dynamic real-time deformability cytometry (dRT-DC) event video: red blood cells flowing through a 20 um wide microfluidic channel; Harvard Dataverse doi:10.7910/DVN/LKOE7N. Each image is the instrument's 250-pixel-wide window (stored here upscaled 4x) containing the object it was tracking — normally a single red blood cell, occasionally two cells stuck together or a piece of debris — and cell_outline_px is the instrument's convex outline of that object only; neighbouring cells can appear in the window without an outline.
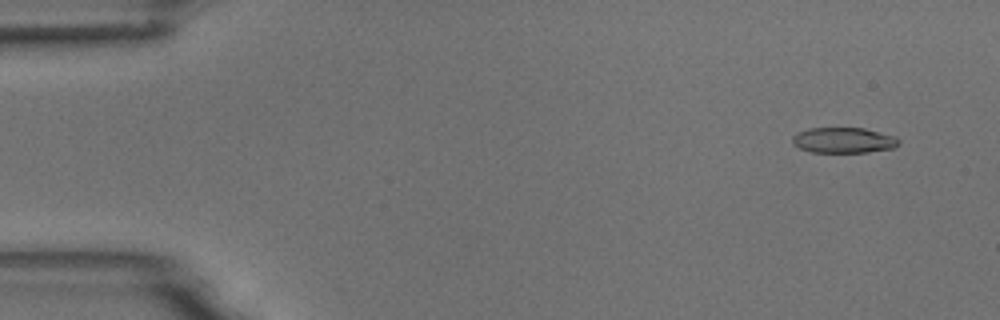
{"species": "common noctule bat (a hibernating species)", "species_latin": "Nyctalus noctula", "temperature_condition": "room temperature", "stored_images_in_passage": 12, "camera_frame_rate_fps": 3000, "um_per_image_px": 0.085, "animal": {"sex": "male", "body_mass_g": 18.8}, "frame": {"image": 1, "passage_image": 4, "time_ms": 1.0, "image_size_px": [1000, 320], "cell_outline_px": [[900, 144], [896, 148], [868, 152], [812, 152], [800, 148], [792, 144], [792, 136], [796, 132], [808, 128], [864, 128], [896, 136], [900, 140]], "centroid_in_image_um": [71.72, 11.92], "position_along_channel_um": 13.3, "area_um2": 16.07}}